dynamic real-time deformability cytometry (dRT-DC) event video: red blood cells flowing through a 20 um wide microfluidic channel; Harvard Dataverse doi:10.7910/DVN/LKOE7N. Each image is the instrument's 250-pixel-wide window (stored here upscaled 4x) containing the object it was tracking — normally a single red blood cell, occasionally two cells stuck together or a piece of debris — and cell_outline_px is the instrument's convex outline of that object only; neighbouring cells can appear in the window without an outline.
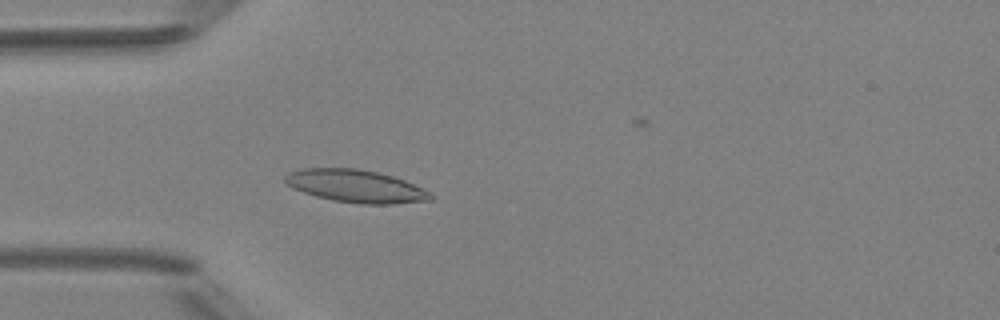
{"species": "Egyptian fruit bat (a non-hibernating species)", "species_latin": "Rousettus aegyptiacus", "temperature_condition": "room temperature", "stored_images_in_passage": 49, "camera_frame_rate_fps": 3000, "um_per_image_px": 0.085, "animal": {"sex": "female"}, "frame": {"image": 1, "passage_image": 14, "time_ms": 4.333, "image_size_px": [1000, 320], "cell_outline_px": [[436, 196], [432, 200], [392, 204], [360, 204], [332, 200], [316, 196], [292, 188], [284, 184], [284, 176], [288, 172], [300, 168], [360, 168], [392, 176], [404, 180], [432, 192]], "centroid_in_image_um": [30.24, 15.82], "position_along_channel_um": 54.8, "area_um2": 28.03}}
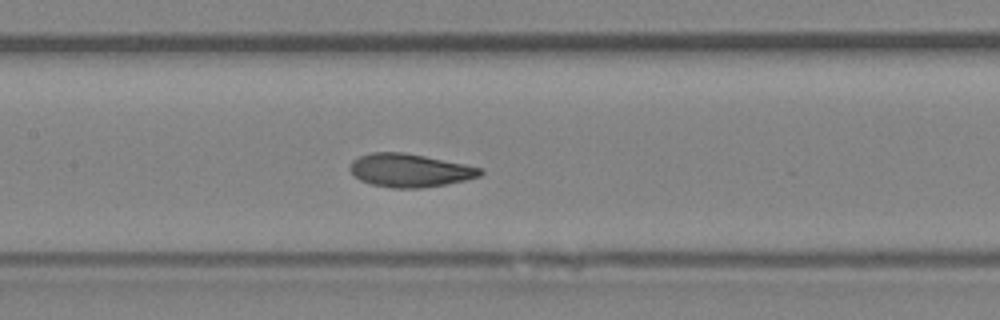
{"frame": {"image": 2, "passage_image": 23, "time_ms": 7.333, "image_size_px": [1000, 320], "cell_outline_px": [[484, 172], [480, 176], [468, 180], [420, 188], [392, 188], [372, 184], [360, 180], [348, 168], [352, 160], [360, 156], [372, 152], [404, 152], [484, 168]], "centroid_in_image_um": [34.85, 14.48], "position_along_channel_um": 172.6, "area_um2": 25.2}}
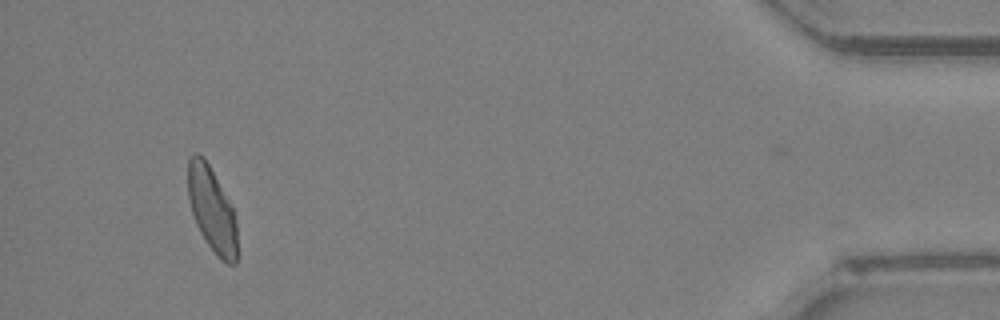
{"frame": {"image": 3, "passage_image": 46, "time_ms": 15.0, "image_size_px": [1000, 320], "cell_outline_px": [[236, 264], [228, 264], [216, 256], [200, 232], [196, 224], [192, 212], [188, 196], [188, 156], [192, 152], [196, 152], [204, 156], [232, 208], [236, 224]], "centroid_in_image_um": [17.98, 17.78], "position_along_channel_um": 417.2, "area_um2": 23.99}, "authors_computed_cell_mechanics": {"area_um2": 25.0852, "velocity_mm_per_s": 4.1484, "shape_relaxation_time_tau1_ms": 5.2731, "shape_relaxation_time_tau2_ms": 0.9592, "deformation_change_tau1": 0.1374, "deformation_change_tau2": 0.0577}}